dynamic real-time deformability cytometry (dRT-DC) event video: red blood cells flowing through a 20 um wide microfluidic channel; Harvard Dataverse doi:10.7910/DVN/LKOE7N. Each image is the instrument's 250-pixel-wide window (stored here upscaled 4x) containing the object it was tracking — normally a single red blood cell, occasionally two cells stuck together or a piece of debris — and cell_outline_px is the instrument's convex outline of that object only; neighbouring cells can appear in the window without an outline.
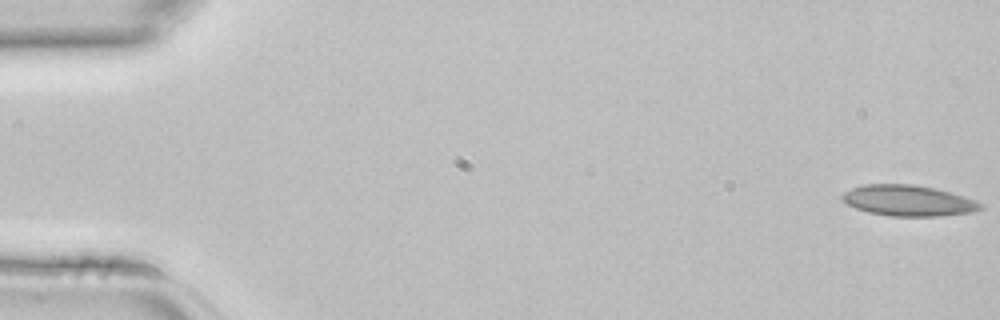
{"species": "common noctule bat (a hibernating species)", "species_latin": "Nyctalus noctula", "temperature_condition": "room temperature", "stored_images_in_passage": 45, "camera_frame_rate_fps": 3000, "um_per_image_px": 0.085, "animal": {"sex": "female", "body_mass_g": 22.7, "forearm_length_mm": 54.2}, "frame": {"image": 1, "passage_image": 1, "time_ms": 0.0, "image_size_px": [1000, 320], "cell_outline_px": [[984, 208], [972, 212], [940, 216], [892, 216], [868, 212], [856, 208], [840, 200], [840, 196], [844, 192], [852, 188], [864, 184], [916, 184], [948, 192], [984, 204]], "centroid_in_image_um": [77.16, 17.05], "position_along_channel_um": 7.8, "area_um2": 24.68}}
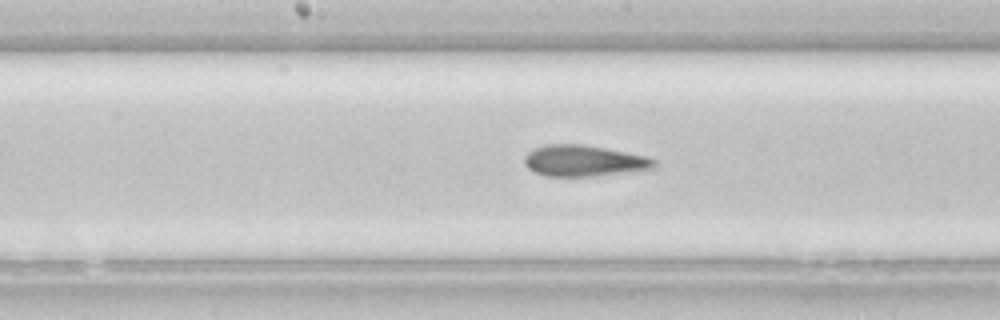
{"frame": {"image": 2, "passage_image": 23, "time_ms": 7.333, "image_size_px": [1000, 320], "cell_outline_px": [[656, 168], [592, 176], [544, 176], [528, 168], [524, 164], [524, 156], [528, 152], [544, 144], [580, 144], [604, 148], [644, 156], [656, 160]], "centroid_in_image_um": [49.59, 13.67], "position_along_channel_um": 198.6, "area_um2": 23.29}}
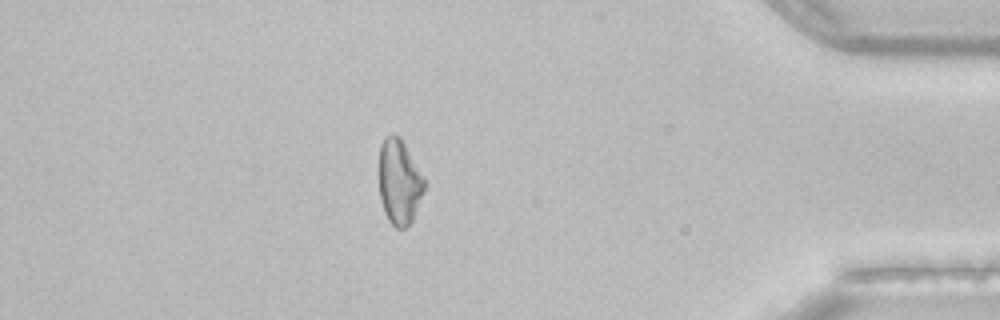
{"frame": {"image": 3, "passage_image": 39, "time_ms": 12.667, "image_size_px": [1000, 320], "cell_outline_px": [[428, 184], [412, 220], [404, 228], [396, 228], [388, 220], [384, 212], [380, 200], [380, 144], [384, 136], [400, 136], [428, 180]], "centroid_in_image_um": [33.99, 15.45], "position_along_channel_um": 401.2, "area_um2": 22.89}}